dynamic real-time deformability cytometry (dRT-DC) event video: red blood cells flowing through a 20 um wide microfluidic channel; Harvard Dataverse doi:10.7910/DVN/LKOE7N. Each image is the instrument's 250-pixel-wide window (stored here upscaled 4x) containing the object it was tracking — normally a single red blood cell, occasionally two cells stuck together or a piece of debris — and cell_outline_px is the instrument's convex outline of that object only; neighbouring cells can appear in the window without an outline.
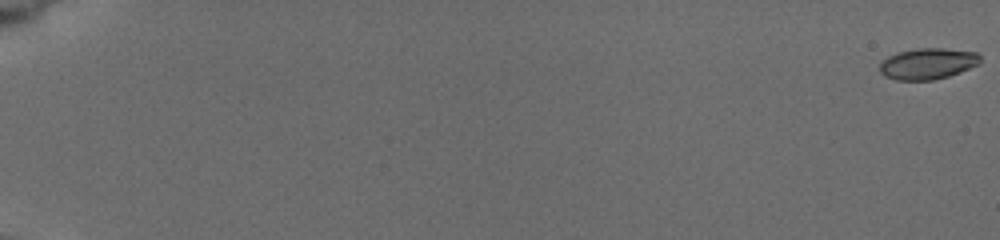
{"species": "common noctule bat (a hibernating species)", "species_latin": "Nyctalus noctula", "temperature_condition": "cold", "stored_images_in_passage": 20, "camera_frame_rate_fps": 3000, "um_per_image_px": 0.085, "animal": {"sex": "female", "body_mass_g": 19.5, "forearm_length_mm": 54.1}, "frame": {"image": 1, "passage_image": 1, "time_ms": 0.0, "image_size_px": [1000, 240], "cell_outline_px": [[980, 64], [960, 72], [948, 76], [932, 80], [896, 80], [884, 76], [880, 72], [880, 60], [896, 52], [916, 48], [944, 48], [976, 52], [980, 56]], "centroid_in_image_um": [78.83, 5.4], "position_along_channel_um": 6.2, "area_um2": 18.44}}